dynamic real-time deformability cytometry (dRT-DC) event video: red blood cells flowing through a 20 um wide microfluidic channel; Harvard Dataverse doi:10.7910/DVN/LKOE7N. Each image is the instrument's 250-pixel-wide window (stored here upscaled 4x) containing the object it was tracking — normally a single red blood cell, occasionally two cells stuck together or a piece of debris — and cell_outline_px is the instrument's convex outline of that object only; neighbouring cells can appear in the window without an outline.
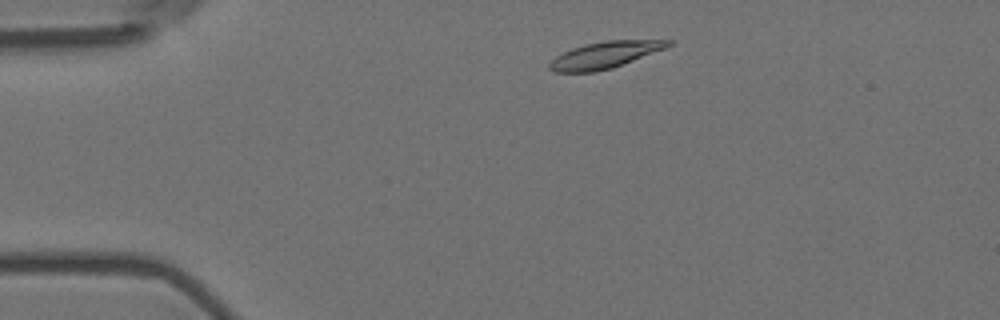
{"species": "Egyptian fruit bat (a non-hibernating species)", "species_latin": "Rousettus aegyptiacus", "temperature_condition": "room temperature", "stored_images_in_passage": 6, "camera_frame_rate_fps": 3000, "um_per_image_px": 0.085, "animal": {"sex": "female"}, "frame": {"image": 1, "passage_image": 2, "time_ms": 0.333, "image_size_px": [1000, 320], "cell_outline_px": [[676, 40], [672, 44], [664, 48], [612, 68], [596, 72], [552, 72], [548, 68], [548, 64], [556, 56], [572, 48], [584, 44], [604, 40]], "centroid_in_image_um": [51.37, 4.67], "position_along_channel_um": 33.6, "area_um2": 18.32}}
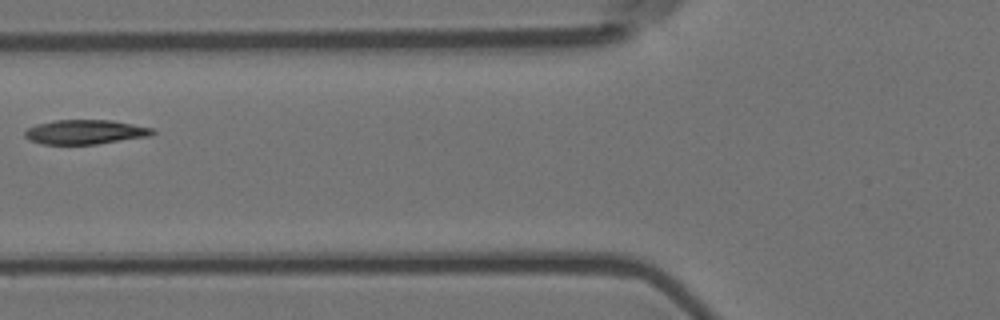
{"frame": {"image": 2, "passage_image": 5, "time_ms": 1.333, "image_size_px": [1000, 320], "cell_outline_px": [[156, 132], [152, 136], [96, 144], [40, 144], [28, 140], [24, 136], [24, 132], [28, 128], [36, 124], [56, 120], [112, 120], [152, 128]], "centroid_in_image_um": [7.23, 11.22], "position_along_channel_um": 118.6, "area_um2": 18.26}}
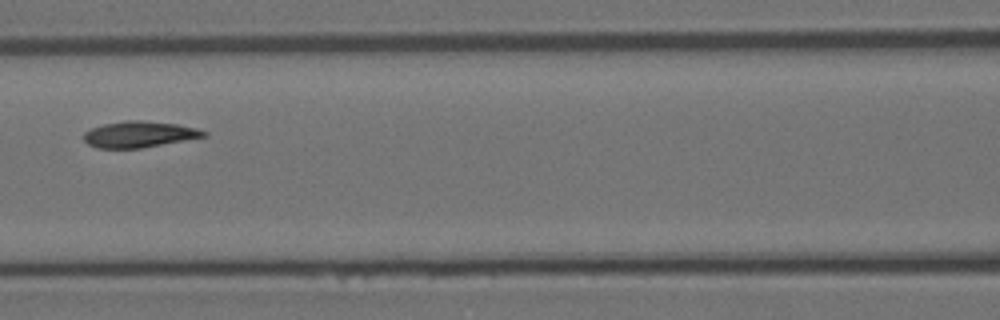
{"frame": {"image": 3, "passage_image": 6, "time_ms": 1.667, "image_size_px": [1000, 320], "cell_outline_px": [[208, 136], [140, 148], [96, 148], [88, 144], [84, 140], [84, 132], [92, 128], [104, 124], [124, 120], [140, 120], [176, 124], [196, 128], [208, 132]], "centroid_in_image_um": [11.83, 11.42], "position_along_channel_um": 154.8, "area_um2": 18.21}}